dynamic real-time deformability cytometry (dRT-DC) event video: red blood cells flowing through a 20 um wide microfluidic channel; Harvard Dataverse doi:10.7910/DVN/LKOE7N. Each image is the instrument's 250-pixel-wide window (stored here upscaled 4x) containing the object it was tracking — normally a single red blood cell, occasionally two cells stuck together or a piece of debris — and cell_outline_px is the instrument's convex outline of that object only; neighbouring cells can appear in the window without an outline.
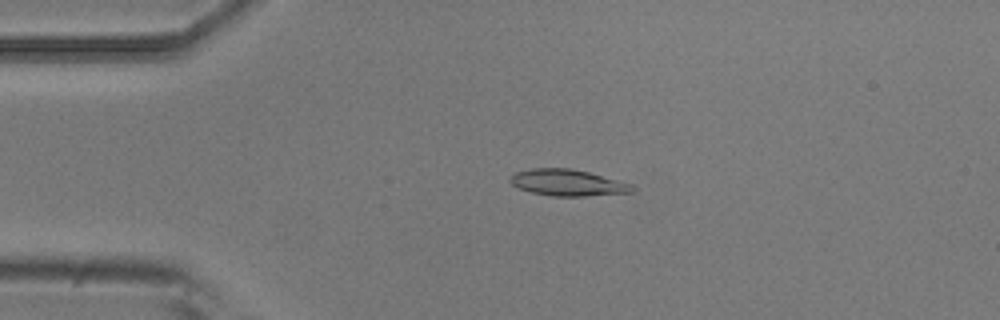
{"species": "common noctule bat (a hibernating species)", "species_latin": "Nyctalus noctula", "temperature_condition": "room temperature", "stored_images_in_passage": 50, "camera_frame_rate_fps": 3000, "um_per_image_px": 0.085, "animal": {"sex": "male", "body_mass_g": 20.5, "forearm_length_mm": 52.5}, "frame": {"image": 1, "passage_image": 8, "time_ms": 2.333, "image_size_px": [1000, 320], "cell_outline_px": [[636, 188], [632, 192], [584, 196], [552, 196], [532, 192], [520, 188], [512, 184], [508, 180], [516, 172], [532, 168], [572, 168], [588, 172], [632, 184]], "centroid_in_image_um": [48.26, 15.52], "position_along_channel_um": 36.7, "area_um2": 18.61}}
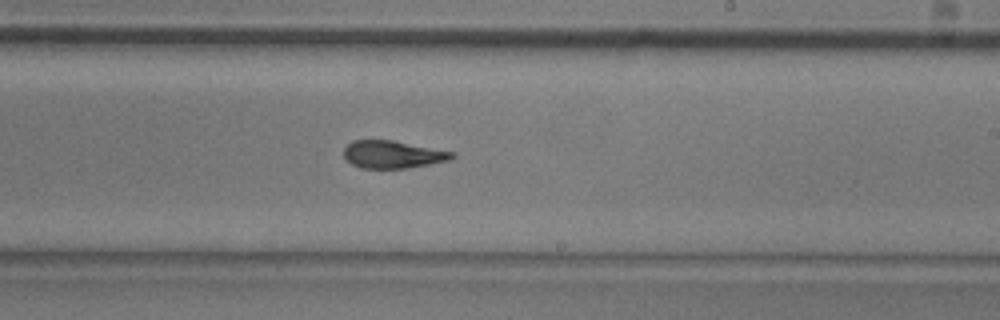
{"frame": {"image": 2, "passage_image": 28, "time_ms": 9.0, "image_size_px": [1000, 320], "cell_outline_px": [[456, 156], [448, 160], [408, 168], [360, 168], [352, 164], [344, 156], [344, 148], [352, 140], [392, 140], [456, 152]], "centroid_in_image_um": [33.39, 13.12], "position_along_channel_um": 255.6, "area_um2": 17.34}}
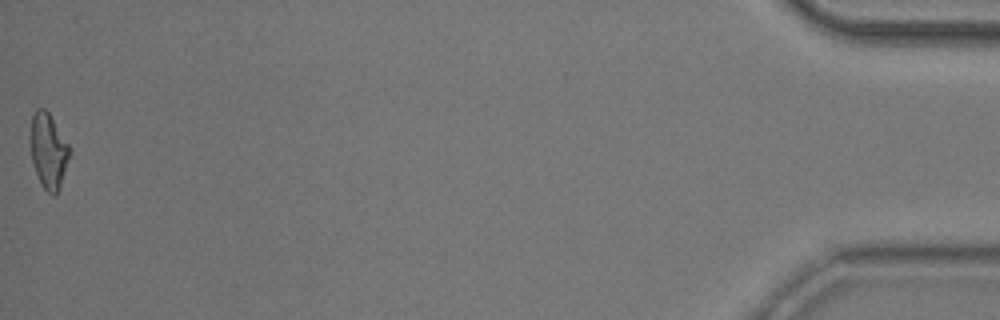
{"frame": {"image": 3, "passage_image": 50, "time_ms": 16.333, "image_size_px": [1000, 320], "cell_outline_px": [[68, 156], [60, 188], [56, 196], [52, 196], [44, 188], [36, 172], [32, 160], [28, 140], [28, 136], [32, 116], [36, 108], [44, 108], [48, 112], [68, 144]], "centroid_in_image_um": [4.05, 12.8], "position_along_channel_um": 431.1, "area_um2": 16.99}, "authors_computed_cell_mechanics": {"area_um2": 17.8602, "velocity_mm_per_s": 3.7532, "shape_relaxation_time_tau1_ms": 3.8314, "shape_relaxation_time_tau2_ms": 2.4573, "deformation_change_tau1": 0.1417, "deformation_change_tau2": 0.0974}}